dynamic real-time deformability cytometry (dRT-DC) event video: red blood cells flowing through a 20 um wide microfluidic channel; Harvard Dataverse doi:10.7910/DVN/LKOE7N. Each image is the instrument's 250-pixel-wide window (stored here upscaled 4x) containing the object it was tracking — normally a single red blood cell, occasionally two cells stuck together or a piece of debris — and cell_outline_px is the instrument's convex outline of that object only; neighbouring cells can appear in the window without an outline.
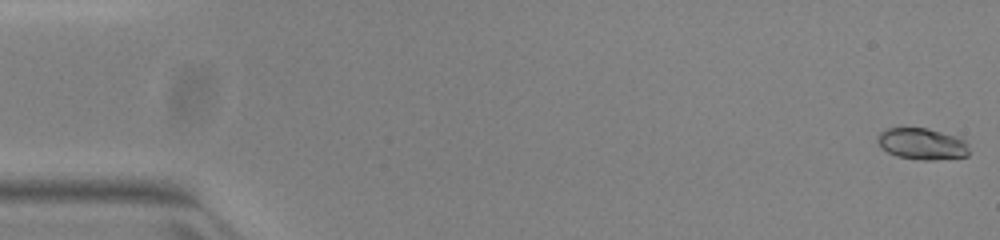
{"species": "common noctule bat (a hibernating species)", "species_latin": "Nyctalus noctula", "temperature_condition": "warm", "stored_images_in_passage": 52, "camera_frame_rate_fps": 3000, "um_per_image_px": 0.085, "animal": {"sex": "female", "body_mass_g": 23.0, "forearm_length_mm": 53.4}, "frame": {"image": 1, "passage_image": 1, "time_ms": 0.0, "image_size_px": [1000, 240], "cell_outline_px": [[968, 156], [932, 160], [920, 160], [896, 156], [888, 152], [876, 140], [880, 132], [884, 128], [928, 128], [956, 136], [964, 140], [968, 144]], "centroid_in_image_um": [78.38, 12.22], "position_along_channel_um": 6.6, "area_um2": 16.76}}
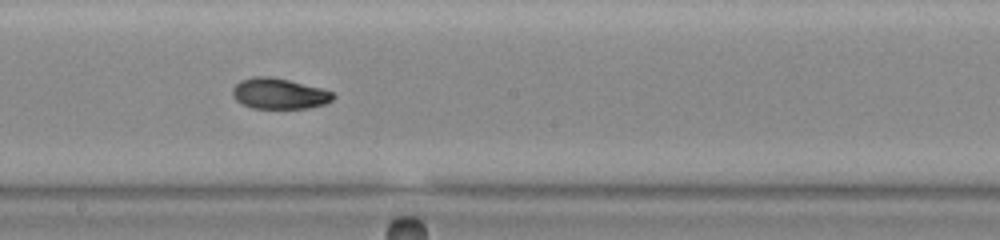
{"frame": {"image": 2, "passage_image": 29, "time_ms": 9.333, "image_size_px": [1000, 240], "cell_outline_px": [[336, 96], [332, 100], [324, 104], [308, 108], [252, 108], [236, 100], [232, 96], [232, 88], [240, 80], [252, 76], [268, 76], [288, 80], [324, 88], [332, 92]], "centroid_in_image_um": [23.73, 7.95], "position_along_channel_um": 224.5, "area_um2": 18.09}}
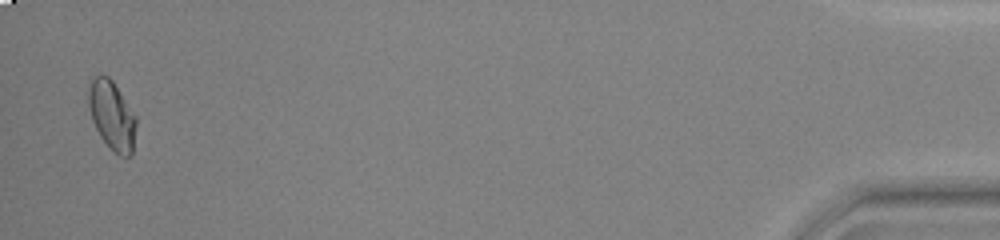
{"frame": {"image": 3, "passage_image": 51, "time_ms": 16.667, "image_size_px": [1000, 240], "cell_outline_px": [[136, 124], [132, 152], [128, 156], [120, 156], [100, 136], [92, 120], [88, 104], [88, 92], [92, 80], [96, 76], [108, 76], [112, 80], [136, 116]], "centroid_in_image_um": [9.52, 9.8], "position_along_channel_um": 425.7, "area_um2": 18.61}, "authors_computed_cell_mechanics": {"area_um2": 18.0914, "velocity_mm_per_s": 3.9829, "shape_relaxation_time_tau1_ms": 5.5869, "shape_relaxation_time_tau2_ms": 1.8827, "deformation_change_tau1": 0.1941, "deformation_change_tau2": 0.0566}}